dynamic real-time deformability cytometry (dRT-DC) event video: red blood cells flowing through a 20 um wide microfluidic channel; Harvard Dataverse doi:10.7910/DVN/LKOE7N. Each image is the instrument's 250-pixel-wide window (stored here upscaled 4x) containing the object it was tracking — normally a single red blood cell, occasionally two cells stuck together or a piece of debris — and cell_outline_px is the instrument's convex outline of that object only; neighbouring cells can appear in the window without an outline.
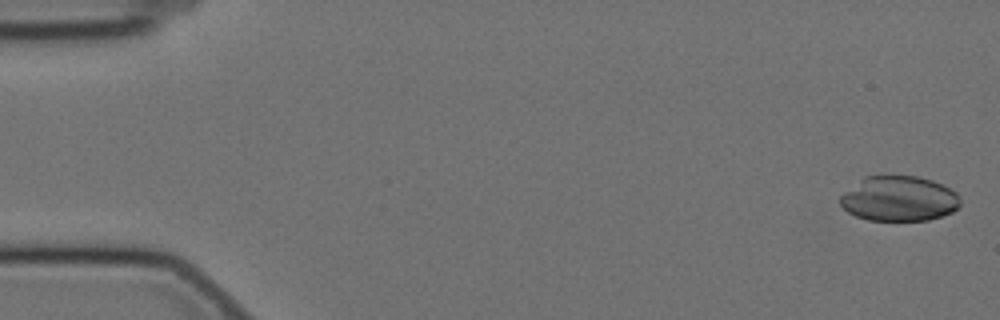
{"species": "Egyptian fruit bat (a non-hibernating species)", "species_latin": "Rousettus aegyptiacus", "temperature_condition": "cold", "stored_images_in_passage": 53, "camera_frame_rate_fps": 3000, "um_per_image_px": 0.085, "animal": {"sex": "female"}, "frame": {"image": 1, "passage_image": 2, "time_ms": 0.333, "image_size_px": [1000, 320], "cell_outline_px": [[960, 204], [952, 212], [928, 220], [868, 220], [856, 216], [848, 212], [840, 204], [840, 196], [844, 192], [864, 176], [888, 172], [916, 176], [932, 180], [956, 192], [960, 196]], "centroid_in_image_um": [76.38, 16.84], "position_along_channel_um": 8.6, "area_um2": 32.14}}
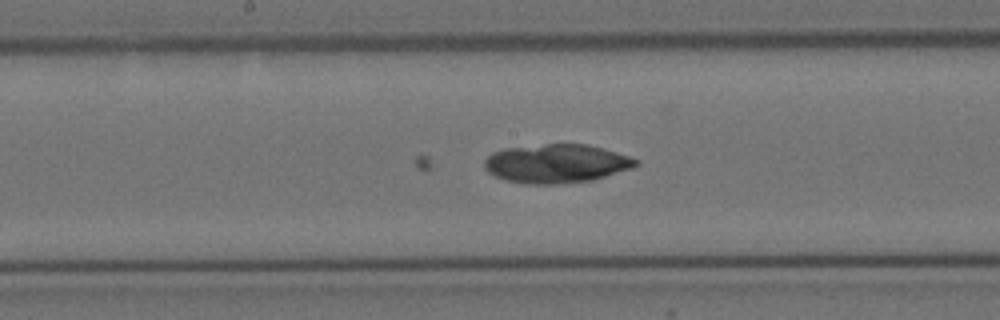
{"frame": {"image": 2, "passage_image": 30, "time_ms": 9.667, "image_size_px": [1000, 320], "cell_outline_px": [[640, 164], [632, 168], [592, 180], [556, 184], [524, 184], [504, 180], [488, 172], [484, 168], [484, 160], [492, 152], [504, 148], [544, 144], [588, 144], [616, 152], [640, 160]], "centroid_in_image_um": [47.28, 13.9], "position_along_channel_um": 200.9, "area_um2": 34.33}}